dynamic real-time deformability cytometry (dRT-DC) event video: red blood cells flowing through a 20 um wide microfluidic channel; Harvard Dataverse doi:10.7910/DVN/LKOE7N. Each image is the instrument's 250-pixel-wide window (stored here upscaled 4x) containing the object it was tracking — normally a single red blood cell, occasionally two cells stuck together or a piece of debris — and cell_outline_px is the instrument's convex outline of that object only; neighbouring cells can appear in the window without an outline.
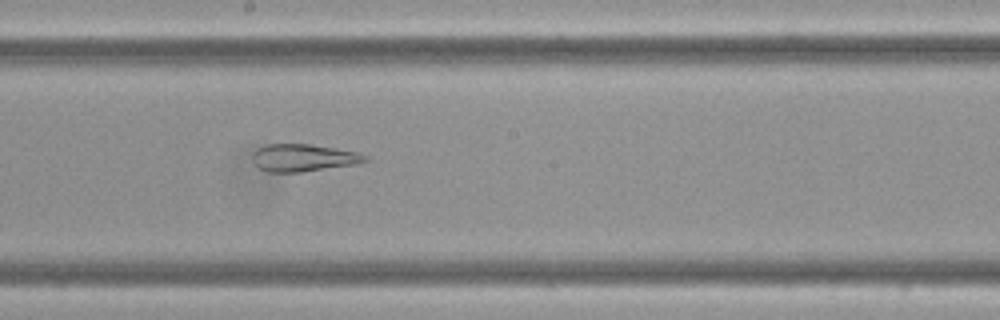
{"species": "Egyptian fruit bat (a non-hibernating species)", "species_latin": "Rousettus aegyptiacus", "temperature_condition": "cold", "stored_images_in_passage": 9, "camera_frame_rate_fps": 3000, "um_per_image_px": 0.085, "frame": {"image": 1, "passage_image": 9, "time_ms": 2.667, "image_size_px": [1000, 320], "cell_outline_px": [[368, 160], [356, 164], [300, 172], [268, 172], [260, 168], [256, 164], [252, 156], [252, 152], [256, 148], [268, 144], [308, 144], [356, 152], [368, 156]], "centroid_in_image_um": [25.75, 13.41], "position_along_channel_um": 222.4, "area_um2": 17.74}}